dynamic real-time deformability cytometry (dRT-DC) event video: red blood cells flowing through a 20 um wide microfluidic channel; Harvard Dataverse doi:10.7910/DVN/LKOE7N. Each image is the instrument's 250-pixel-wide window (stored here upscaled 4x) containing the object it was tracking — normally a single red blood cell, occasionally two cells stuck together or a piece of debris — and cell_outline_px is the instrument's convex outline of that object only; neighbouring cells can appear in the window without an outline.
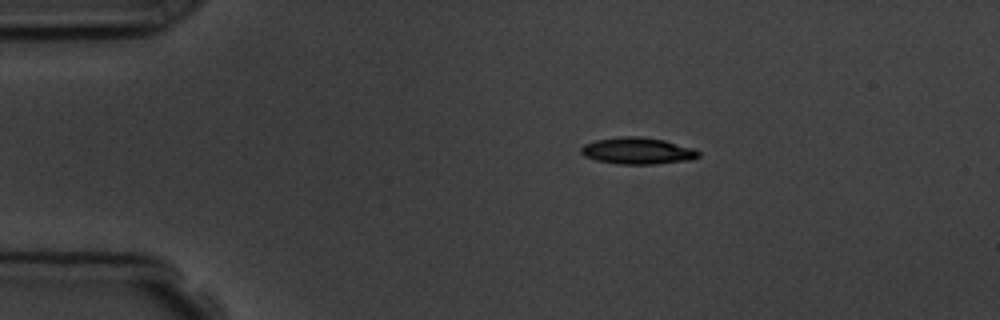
{"species": "common noctule bat (a hibernating species)", "species_latin": "Nyctalus noctula", "temperature_condition": "room temperature", "stored_images_in_passage": 5, "camera_frame_rate_fps": 3000, "um_per_image_px": 0.085, "animal": {"sex": "male", "body_mass_g": 19.5, "forearm_length_mm": 54.6}, "frame": {"image": 1, "passage_image": 1, "time_ms": 0.0, "image_size_px": [1000, 320], "cell_outline_px": [[700, 156], [692, 160], [656, 164], [616, 164], [596, 160], [584, 156], [580, 152], [580, 148], [584, 144], [596, 140], [620, 136], [640, 136], [664, 140], [692, 148], [700, 152]], "centroid_in_image_um": [54.18, 12.82], "position_along_channel_um": 30.8, "area_um2": 18.38}}
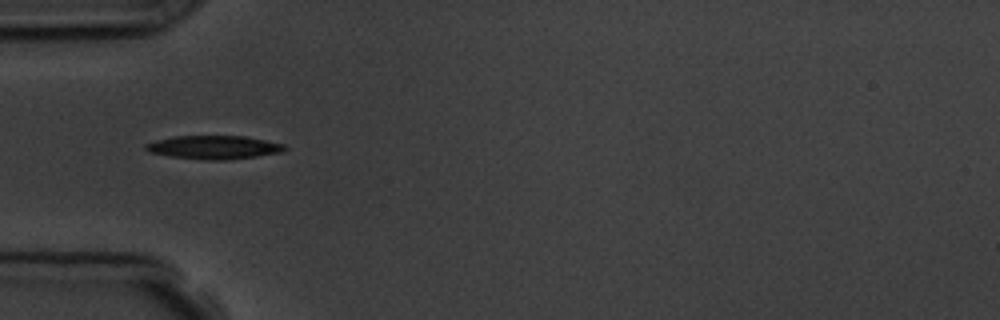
{"frame": {"image": 2, "passage_image": 3, "time_ms": 2.333, "image_size_px": [1000, 320], "cell_outline_px": [[288, 148], [284, 152], [256, 156], [224, 160], [208, 160], [168, 156], [148, 152], [144, 148], [144, 144], [156, 140], [172, 136], [244, 136], [284, 144]], "centroid_in_image_um": [18.16, 12.52], "position_along_channel_um": 66.8, "area_um2": 19.07}}
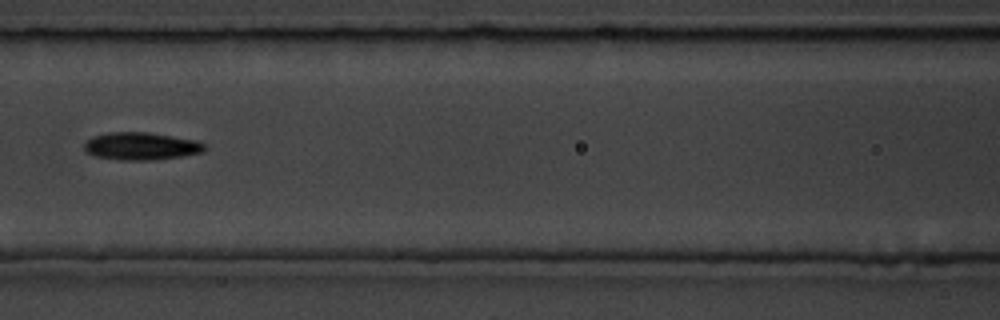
{"frame": {"image": 3, "passage_image": 5, "time_ms": 4.667, "image_size_px": [1000, 320], "cell_outline_px": [[208, 148], [204, 152], [184, 156], [152, 160], [120, 160], [96, 156], [84, 152], [84, 144], [88, 140], [96, 136], [108, 132], [148, 132], [196, 140], [204, 144]], "centroid_in_image_um": [12.03, 12.43], "position_along_channel_um": 154.6, "area_um2": 19.42}}